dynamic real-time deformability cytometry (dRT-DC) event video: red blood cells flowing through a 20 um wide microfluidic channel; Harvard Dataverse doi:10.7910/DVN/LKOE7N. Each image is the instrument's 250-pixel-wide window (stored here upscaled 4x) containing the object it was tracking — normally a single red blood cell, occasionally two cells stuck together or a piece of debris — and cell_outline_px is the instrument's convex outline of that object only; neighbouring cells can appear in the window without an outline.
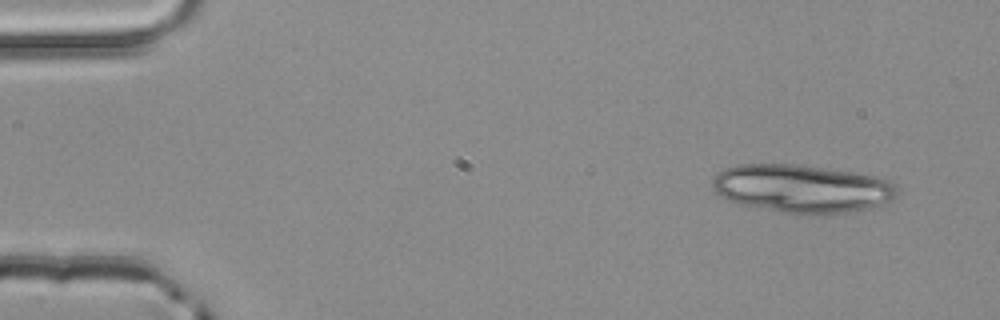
{"species": "common noctule bat (a hibernating species)", "species_latin": "Nyctalus noctula", "temperature_condition": "room temperature", "stored_images_in_passage": 4, "segment_of_instrument_passage": [2, 2], "camera_frame_rate_fps": 3000, "um_per_image_px": 0.085, "animal": {"sex": "male", "body_mass_g": 20.4}, "frame": {"image": 1, "passage_image": 4, "time_ms": 1.0, "image_size_px": [1000, 320], "cell_outline_px": [[900, 192], [892, 200], [868, 208], [848, 212], [780, 212], [736, 204], [720, 196], [712, 188], [712, 180], [724, 168], [740, 164], [792, 164], [856, 172], [884, 176], [892, 180], [900, 188]], "centroid_in_image_um": [68.21, 16.0], "position_along_channel_um": 16.8, "area_um2": 51.85}}